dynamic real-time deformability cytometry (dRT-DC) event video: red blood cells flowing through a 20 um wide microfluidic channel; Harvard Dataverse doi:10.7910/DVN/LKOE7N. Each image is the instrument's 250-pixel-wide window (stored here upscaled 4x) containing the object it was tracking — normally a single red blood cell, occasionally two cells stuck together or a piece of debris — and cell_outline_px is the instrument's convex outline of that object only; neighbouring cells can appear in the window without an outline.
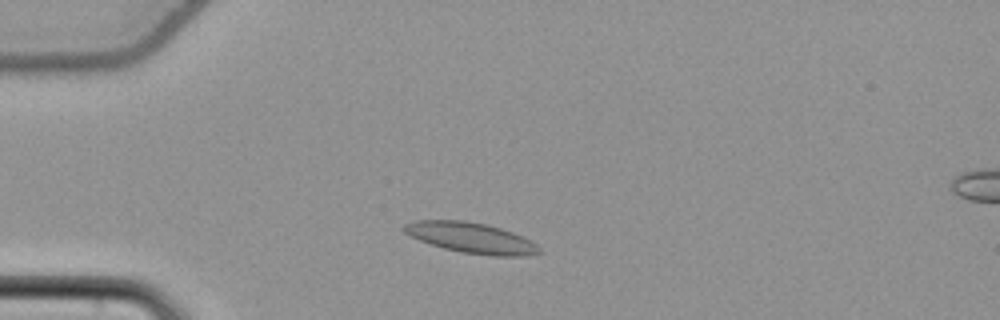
{"species": "common noctule bat (a hibernating species)", "species_latin": "Nyctalus noctula", "temperature_condition": "cold", "stored_images_in_passage": 49, "camera_frame_rate_fps": 3000, "um_per_image_px": 0.085, "animal": {"sex": "female", "body_mass_g": 22.7, "forearm_length_mm": 54.2}, "frame": {"image": 1, "passage_image": 8, "time_ms": 2.333, "image_size_px": [1000, 320], "cell_outline_px": [[544, 252], [524, 256], [492, 256], [460, 252], [444, 248], [420, 240], [404, 232], [400, 228], [404, 224], [416, 220], [464, 220], [488, 224], [512, 232], [536, 244]], "centroid_in_image_um": [40.04, 20.21], "position_along_channel_um": 45.0, "area_um2": 24.04}}
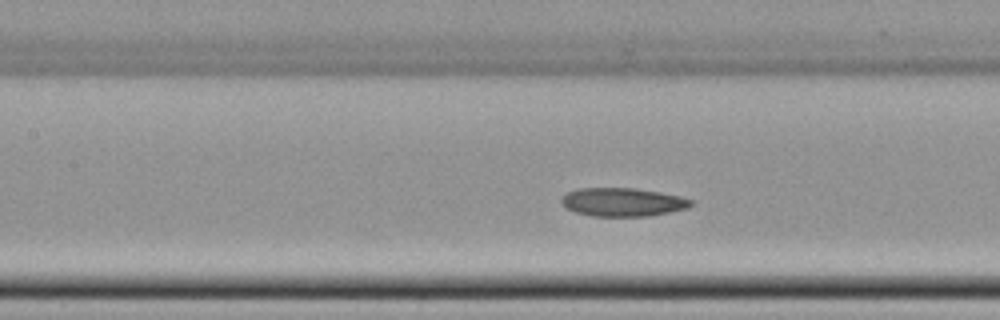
{"frame": {"image": 2, "passage_image": 19, "time_ms": 6.0, "image_size_px": [1000, 320], "cell_outline_px": [[692, 204], [688, 208], [648, 216], [592, 216], [576, 212], [568, 208], [560, 200], [568, 192], [576, 188], [636, 188], [660, 192], [680, 196], [692, 200]], "centroid_in_image_um": [52.94, 17.17], "position_along_channel_um": 154.5, "area_um2": 21.33}}
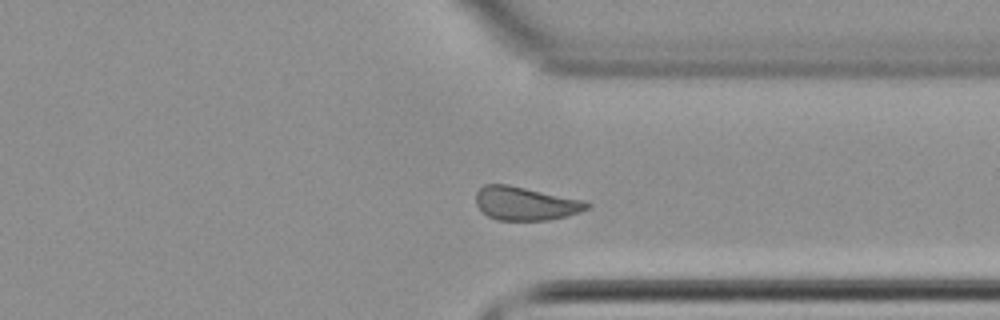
{"frame": {"image": 3, "passage_image": 36, "time_ms": 11.667, "image_size_px": [1000, 320], "cell_outline_px": [[592, 204], [588, 208], [580, 212], [548, 220], [496, 220], [488, 216], [476, 204], [476, 192], [484, 184], [508, 184], [580, 200]], "centroid_in_image_um": [44.62, 17.3], "position_along_channel_um": 366.8, "area_um2": 21.33}, "authors_computed_cell_mechanics": {"area_um2": 22.0218, "velocity_mm_per_s": 3.7362, "shape_relaxation_time_tau1_ms": null, "shape_relaxation_time_tau2_ms": 11.3777, "deformation_change_tau1": null, "deformation_change_tau2": 0.1485}}